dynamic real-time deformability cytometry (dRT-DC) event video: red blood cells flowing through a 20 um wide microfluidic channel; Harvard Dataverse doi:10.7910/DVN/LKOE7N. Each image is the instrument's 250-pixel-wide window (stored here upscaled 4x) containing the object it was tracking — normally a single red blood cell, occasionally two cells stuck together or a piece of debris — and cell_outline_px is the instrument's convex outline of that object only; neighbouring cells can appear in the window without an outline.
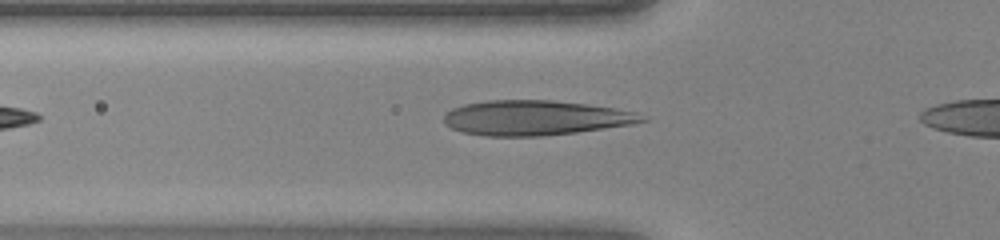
{"species": "human", "species_latin": "Homo sapiens", "temperature_condition": "warm", "stored_images_in_passage": 26, "camera_frame_rate_fps": 3000, "um_per_image_px": 0.085, "donor": {"sex": "female"}, "frame": {"image": 1, "passage_image": 3, "time_ms": 0.667, "image_size_px": [1000, 240], "cell_outline_px": [[648, 120], [632, 124], [576, 132], [544, 136], [484, 136], [464, 132], [452, 128], [444, 124], [444, 116], [452, 108], [464, 104], [488, 100], [552, 100], [588, 104], [636, 112]], "centroid_in_image_um": [45.47, 10.01], "position_along_channel_um": 80.3, "area_um2": 40.11}}
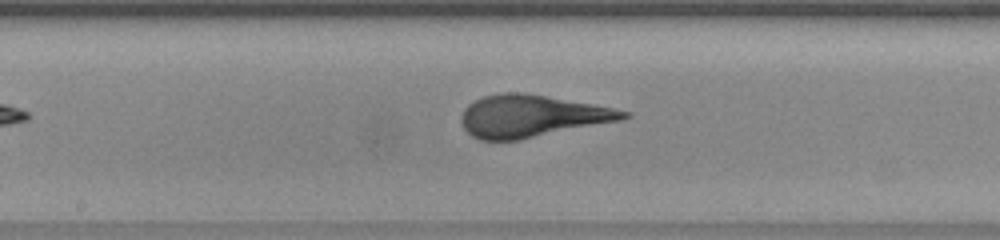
{"frame": {"image": 2, "passage_image": 11, "time_ms": 3.333, "image_size_px": [1000, 240], "cell_outline_px": [[632, 116], [620, 120], [520, 140], [480, 140], [472, 136], [464, 128], [460, 120], [460, 116], [464, 108], [468, 104], [484, 96], [500, 92], [520, 92], [592, 104], [632, 112]], "centroid_in_image_um": [45.15, 9.87], "position_along_channel_um": 203.0, "area_um2": 39.59}}
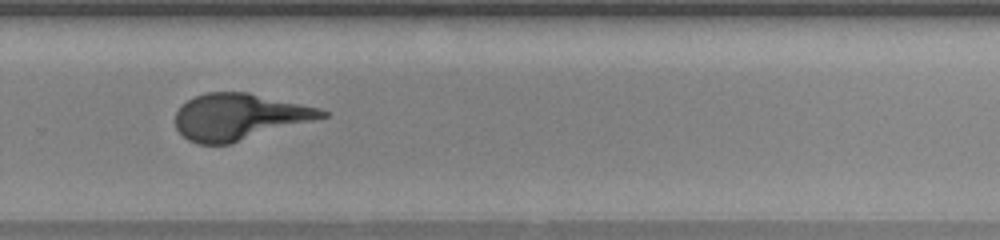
{"frame": {"image": 3, "passage_image": 18, "time_ms": 5.667, "image_size_px": [1000, 240], "cell_outline_px": [[328, 116], [228, 144], [196, 144], [188, 140], [176, 128], [176, 112], [188, 100], [196, 96], [208, 92], [248, 92], [320, 108], [328, 112]], "centroid_in_image_um": [20.32, 9.92], "position_along_channel_um": 309.5, "area_um2": 39.07}}